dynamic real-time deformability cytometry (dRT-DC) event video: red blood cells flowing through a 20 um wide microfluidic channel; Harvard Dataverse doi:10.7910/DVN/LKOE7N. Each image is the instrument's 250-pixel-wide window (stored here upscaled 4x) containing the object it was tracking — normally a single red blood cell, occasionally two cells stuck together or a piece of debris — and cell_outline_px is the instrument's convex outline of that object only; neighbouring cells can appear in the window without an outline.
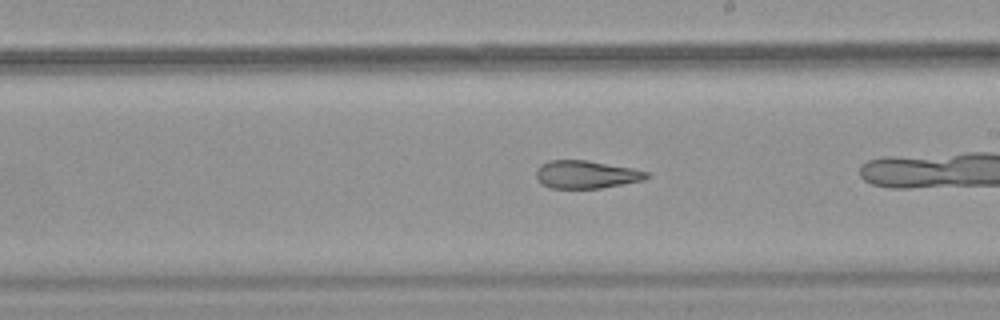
{"species": "common noctule bat (a hibernating species)", "species_latin": "Nyctalus noctula", "temperature_condition": "warm", "stored_images_in_passage": 38, "camera_frame_rate_fps": 3000, "um_per_image_px": 0.085, "animal": {"sex": "female", "body_mass_g": 18.4}, "frame": {"image": 1, "passage_image": 27, "time_ms": 8.667, "image_size_px": [1000, 320], "cell_outline_px": [[652, 176], [644, 180], [600, 188], [552, 188], [540, 184], [536, 176], [536, 168], [540, 164], [548, 160], [588, 160], [632, 168], [648, 172]], "centroid_in_image_um": [49.81, 14.82], "position_along_channel_um": 239.2, "area_um2": 18.09}}